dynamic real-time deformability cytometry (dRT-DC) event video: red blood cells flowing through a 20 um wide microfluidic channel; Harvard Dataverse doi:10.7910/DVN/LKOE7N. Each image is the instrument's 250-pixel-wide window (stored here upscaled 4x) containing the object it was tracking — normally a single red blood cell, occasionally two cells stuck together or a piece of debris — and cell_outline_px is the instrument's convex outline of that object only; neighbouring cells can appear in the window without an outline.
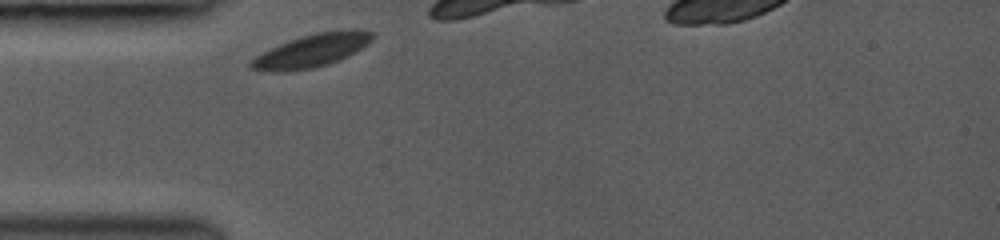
{"species": "common noctule bat (a hibernating species)", "species_latin": "Nyctalus noctula", "temperature_condition": "room temperature", "stored_images_in_passage": 1, "camera_frame_rate_fps": 3000, "um_per_image_px": 0.085, "animal": {"sex": "female", "body_mass_g": 19.0, "forearm_length_mm": 53.3}, "frame": {"image": 1, "passage_image": 1, "time_ms": 0.0, "image_size_px": [1000, 240], "cell_outline_px": [[376, 36], [368, 44], [356, 52], [340, 60], [328, 64], [312, 68], [288, 72], [264, 72], [252, 68], [248, 64], [256, 56], [288, 40], [300, 36], [316, 32], [348, 28], [352, 28], [372, 32]], "centroid_in_image_um": [26.54, 4.29], "position_along_channel_um": 58.5, "area_um2": 23.7}}